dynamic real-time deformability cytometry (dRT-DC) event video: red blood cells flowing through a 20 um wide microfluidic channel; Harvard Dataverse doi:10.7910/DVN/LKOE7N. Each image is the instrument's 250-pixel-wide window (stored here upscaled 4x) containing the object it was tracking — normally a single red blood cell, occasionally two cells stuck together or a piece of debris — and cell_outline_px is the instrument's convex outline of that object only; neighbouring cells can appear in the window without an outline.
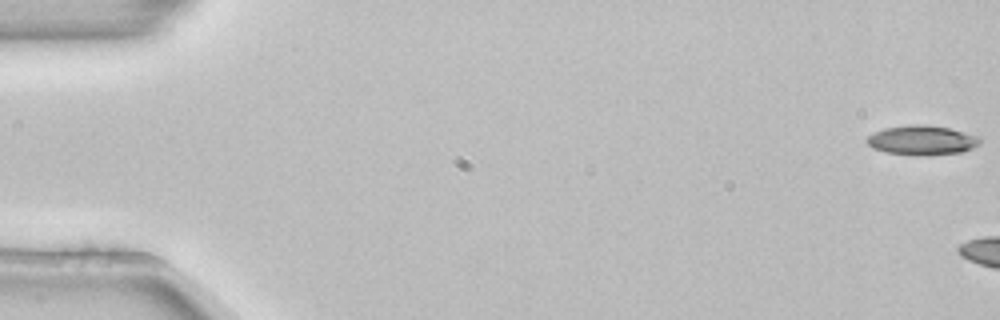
{"species": "common noctule bat (a hibernating species)", "species_latin": "Nyctalus noctula", "temperature_condition": "room temperature", "stored_images_in_passage": 6, "camera_frame_rate_fps": 3000, "um_per_image_px": 0.085, "animal": {"sex": "female", "body_mass_g": 22.7, "forearm_length_mm": 54.2}, "frame": {"image": 1, "passage_image": 1, "time_ms": 0.0, "image_size_px": [1000, 320], "cell_outline_px": [[980, 144], [972, 148], [960, 152], [924, 156], [920, 156], [884, 152], [872, 148], [868, 144], [868, 136], [884, 128], [912, 124], [924, 124], [948, 128], [980, 136]], "centroid_in_image_um": [78.38, 11.92], "position_along_channel_um": 6.6, "area_um2": 19.42}}
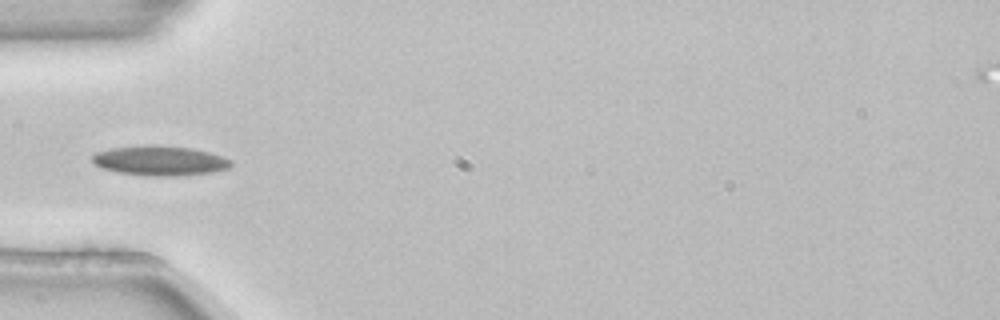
{"frame": {"image": 2, "passage_image": 6, "time_ms": 1.667, "image_size_px": [1000, 320], "cell_outline_px": [[232, 164], [228, 168], [212, 172], [180, 176], [148, 176], [120, 172], [100, 168], [92, 160], [92, 156], [96, 152], [112, 148], [192, 148], [208, 152], [232, 160]], "centroid_in_image_um": [13.62, 13.72], "position_along_channel_um": 71.4, "area_um2": 22.89}}